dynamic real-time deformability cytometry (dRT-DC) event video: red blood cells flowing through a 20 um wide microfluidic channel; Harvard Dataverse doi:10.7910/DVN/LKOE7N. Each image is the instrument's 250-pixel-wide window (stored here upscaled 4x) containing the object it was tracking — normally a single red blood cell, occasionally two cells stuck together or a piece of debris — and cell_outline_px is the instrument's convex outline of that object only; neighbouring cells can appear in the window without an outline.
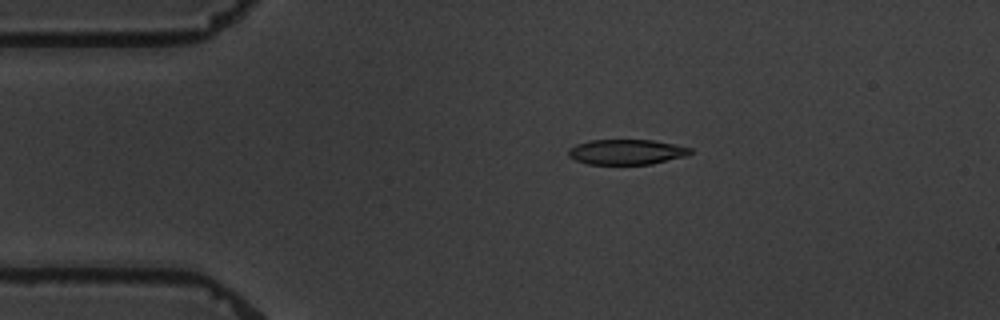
{"species": "common noctule bat (a hibernating species)", "species_latin": "Nyctalus noctula", "temperature_condition": "warm", "stored_images_in_passage": 7, "camera_frame_rate_fps": 3000, "um_per_image_px": 0.085, "animal": {"sex": "male", "body_mass_g": 19.5, "forearm_length_mm": 54.6}, "frame": {"image": 1, "passage_image": 3, "time_ms": 2.333, "image_size_px": [1000, 320], "cell_outline_px": [[692, 152], [688, 156], [652, 164], [588, 164], [576, 160], [568, 156], [568, 148], [576, 144], [588, 140], [652, 140], [692, 148]], "centroid_in_image_um": [53.25, 12.92], "position_along_channel_um": 31.8, "area_um2": 17.98}}
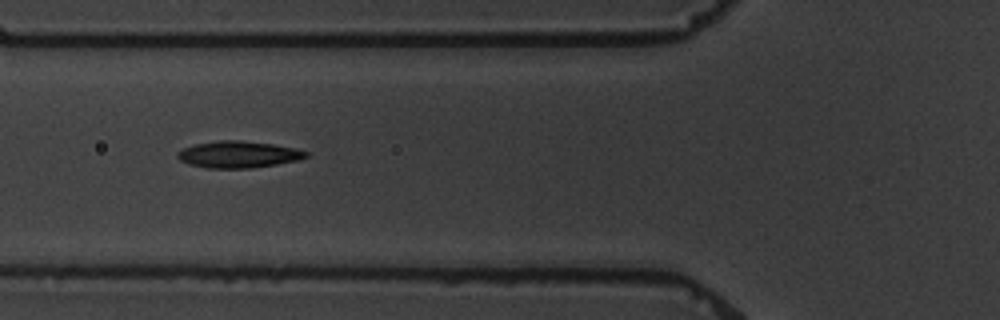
{"frame": {"image": 2, "passage_image": 6, "time_ms": 5.667, "image_size_px": [1000, 320], "cell_outline_px": [[308, 156], [296, 160], [276, 164], [252, 168], [208, 168], [188, 164], [180, 160], [176, 156], [176, 152], [184, 148], [196, 144], [220, 140], [240, 140], [272, 144], [296, 148], [308, 152]], "centroid_in_image_um": [20.24, 13.13], "position_along_channel_um": 105.6, "area_um2": 19.88}}
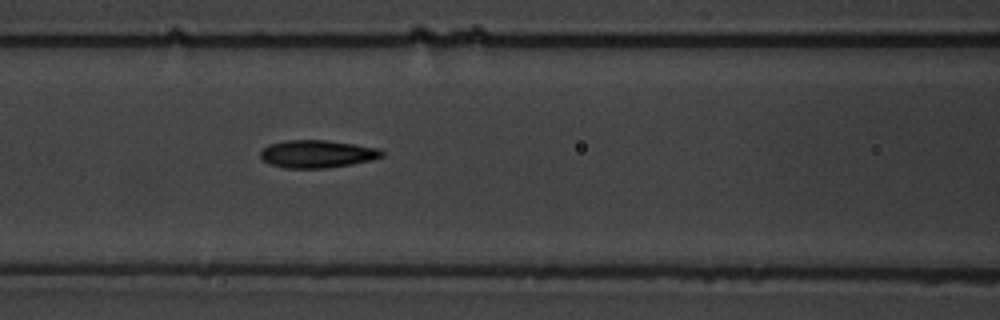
{"frame": {"image": 3, "passage_image": 7, "time_ms": 6.667, "image_size_px": [1000, 320], "cell_outline_px": [[384, 156], [372, 160], [352, 164], [328, 168], [284, 168], [268, 164], [260, 156], [260, 152], [268, 144], [284, 140], [324, 140], [380, 148], [384, 152]], "centroid_in_image_um": [26.95, 13.09], "position_along_channel_um": 139.6, "area_um2": 19.71}}